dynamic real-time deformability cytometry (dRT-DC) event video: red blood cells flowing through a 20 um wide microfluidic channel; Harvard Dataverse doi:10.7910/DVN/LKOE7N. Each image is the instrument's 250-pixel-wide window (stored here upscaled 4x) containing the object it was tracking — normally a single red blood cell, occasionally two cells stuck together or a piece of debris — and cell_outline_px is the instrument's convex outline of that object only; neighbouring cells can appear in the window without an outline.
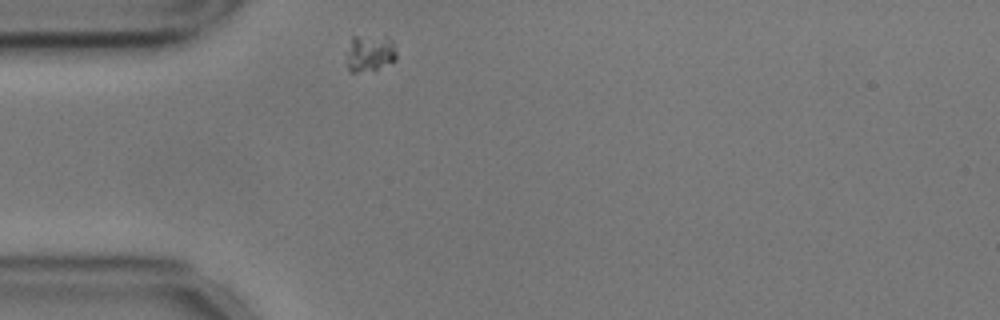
{"species": "common noctule bat (a hibernating species)", "species_latin": "Nyctalus noctula", "temperature_condition": "cold", "stored_images_in_passage": 44, "camera_frame_rate_fps": 3000, "um_per_image_px": 0.085, "animal": {"sex": "male", "body_mass_g": 17.9, "forearm_length_mm": 54.2}, "frame": {"image": 1, "passage_image": 1, "time_ms": 0.0, "image_size_px": [1000, 320], "cell_outline_px": [[396, 60], [376, 68], [356, 72], [348, 72], [344, 52], [352, 36], [356, 36], [392, 40], [396, 52]], "centroid_in_image_um": [31.33, 4.54], "position_along_channel_um": 53.7, "area_um2": 10.52}}
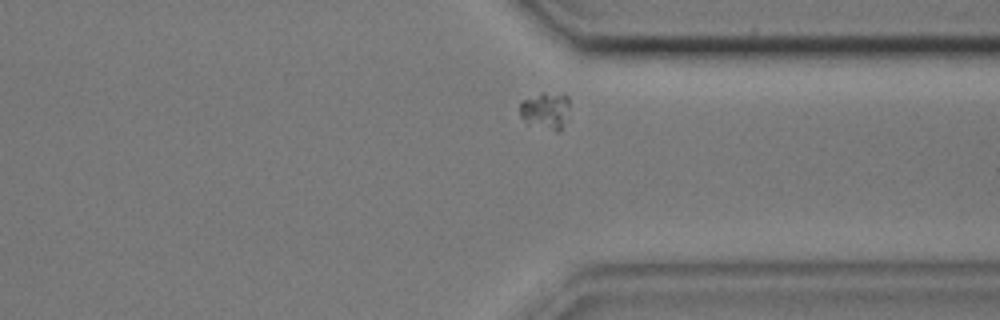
{"frame": {"image": 2, "passage_image": 30, "time_ms": 9.667, "image_size_px": [1000, 320], "cell_outline_px": [[568, 116], [560, 132], [556, 132], [528, 124], [520, 116], [520, 100], [540, 92], [544, 92], [568, 96]], "centroid_in_image_um": [46.35, 9.41], "position_along_channel_um": 365.1, "area_um2": 10.98}}
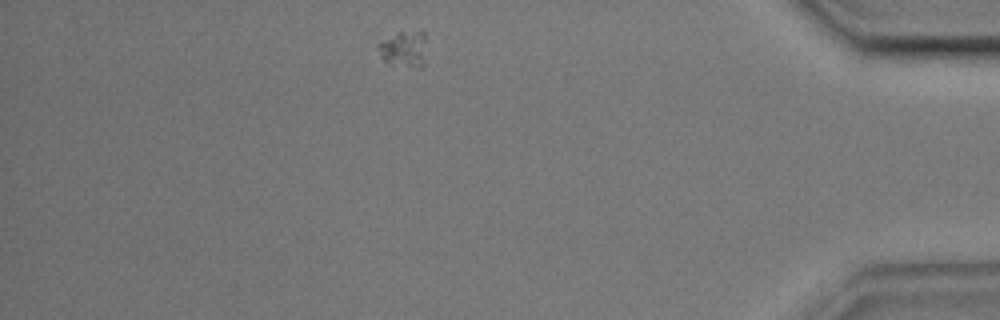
{"frame": {"image": 3, "passage_image": 37, "time_ms": 12.0, "image_size_px": [1000, 320], "cell_outline_px": [[424, 64], [420, 68], [416, 68], [392, 64], [384, 60], [380, 56], [376, 48], [376, 44], [396, 32], [424, 32]], "centroid_in_image_um": [34.28, 4.18], "position_along_channel_um": 400.9, "area_um2": 10.12}}